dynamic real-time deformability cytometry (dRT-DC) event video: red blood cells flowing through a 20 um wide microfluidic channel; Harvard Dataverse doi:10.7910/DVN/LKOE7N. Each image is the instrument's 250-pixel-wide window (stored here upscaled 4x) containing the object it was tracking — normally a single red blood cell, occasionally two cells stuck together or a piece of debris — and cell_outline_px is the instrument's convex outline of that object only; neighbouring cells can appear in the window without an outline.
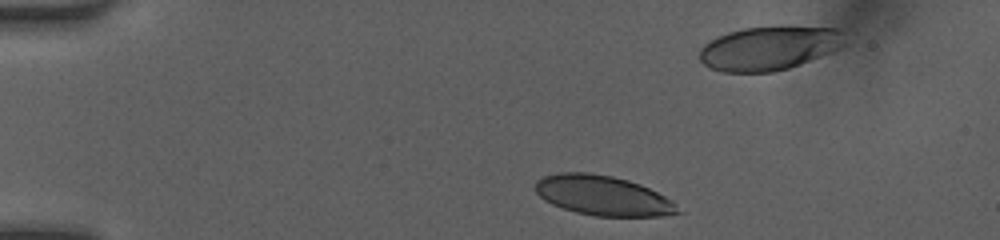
{"species": "human", "species_latin": "Homo sapiens", "temperature_condition": "room temperature", "stored_images_in_passage": 38, "camera_frame_rate_fps": 3000, "um_per_image_px": 0.085, "donor": {"sex": "female"}, "frame": {"image": 1, "passage_image": 1, "time_ms": 0.0, "image_size_px": [1000, 240], "cell_outline_px": [[684, 212], [660, 216], [596, 216], [576, 212], [552, 204], [544, 200], [532, 188], [536, 180], [544, 176], [560, 172], [588, 172], [612, 176], [628, 180], [640, 184], [672, 200]], "centroid_in_image_um": [51.23, 16.61], "position_along_channel_um": 33.8, "area_um2": 33.18}}
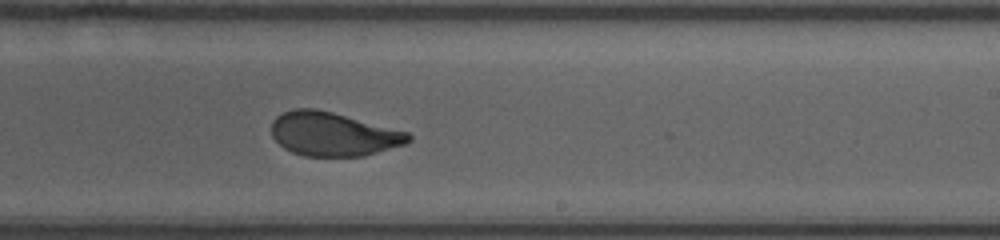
{"frame": {"image": 2, "passage_image": 22, "time_ms": 7.0, "image_size_px": [1000, 240], "cell_outline_px": [[412, 140], [404, 144], [364, 156], [304, 156], [292, 152], [284, 148], [272, 136], [272, 120], [276, 116], [292, 108], [316, 108], [332, 112], [408, 132], [412, 136]], "centroid_in_image_um": [28.3, 11.39], "position_along_channel_um": 260.7, "area_um2": 34.85}}
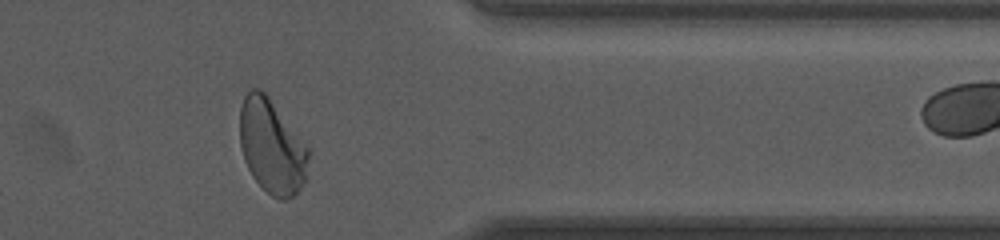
{"frame": {"image": 3, "passage_image": 32, "time_ms": 10.333, "image_size_px": [1000, 240], "cell_outline_px": [[312, 152], [308, 180], [292, 196], [284, 200], [280, 200], [272, 196], [252, 176], [244, 160], [240, 144], [240, 108], [244, 96], [252, 88], [260, 88], [268, 96], [308, 144]], "centroid_in_image_um": [23.17, 12.46], "position_along_channel_um": 388.2, "area_um2": 38.55}, "authors_computed_cell_mechanics": {"area_um2": 35.7782, "velocity_mm_per_s": 4.1542, "shape_relaxation_time_tau1_ms": 4.5014, "shape_relaxation_time_tau2_ms": 0.7698, "deformation_change_tau1": 0.1708, "deformation_change_tau2": 0.0712}}